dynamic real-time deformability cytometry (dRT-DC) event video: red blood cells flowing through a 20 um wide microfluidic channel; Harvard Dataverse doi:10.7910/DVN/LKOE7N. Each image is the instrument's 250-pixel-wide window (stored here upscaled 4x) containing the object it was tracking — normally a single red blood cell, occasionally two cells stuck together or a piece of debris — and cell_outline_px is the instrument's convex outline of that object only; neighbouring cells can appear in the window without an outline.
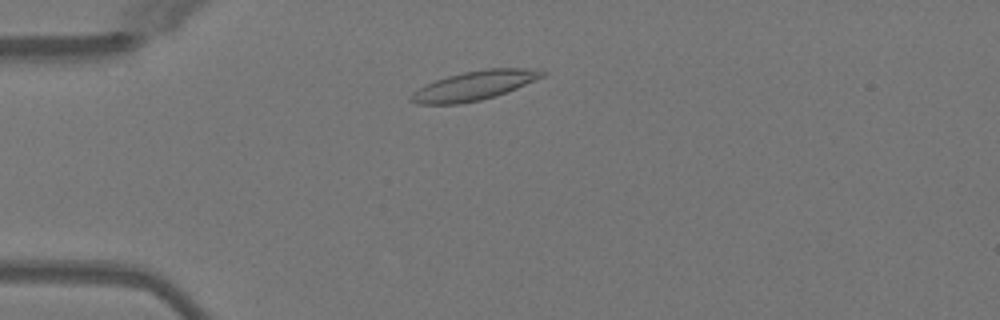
{"species": "Egyptian fruit bat (a non-hibernating species)", "species_latin": "Rousettus aegyptiacus", "temperature_condition": "warm", "stored_images_in_passage": 41, "camera_frame_rate_fps": 3000, "um_per_image_px": 0.085, "animal": {"sex": "female"}, "frame": {"image": 1, "passage_image": 3, "time_ms": 0.667, "image_size_px": [1000, 320], "cell_outline_px": [[548, 72], [544, 76], [516, 88], [496, 96], [480, 100], [460, 104], [416, 104], [408, 100], [408, 96], [412, 92], [424, 84], [448, 76], [464, 72], [488, 68], [528, 68]], "centroid_in_image_um": [40.25, 7.28], "position_along_channel_um": 44.7, "area_um2": 22.37}}
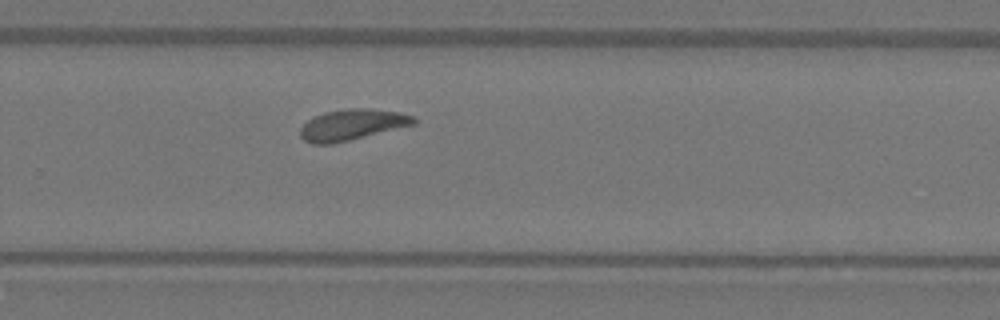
{"frame": {"image": 2, "passage_image": 24, "time_ms": 7.667, "image_size_px": [1000, 320], "cell_outline_px": [[416, 124], [332, 144], [312, 144], [304, 140], [300, 136], [300, 128], [312, 116], [324, 112], [348, 108], [368, 108], [400, 112], [416, 116]], "centroid_in_image_um": [29.93, 10.59], "position_along_channel_um": 299.9, "area_um2": 20.58}}
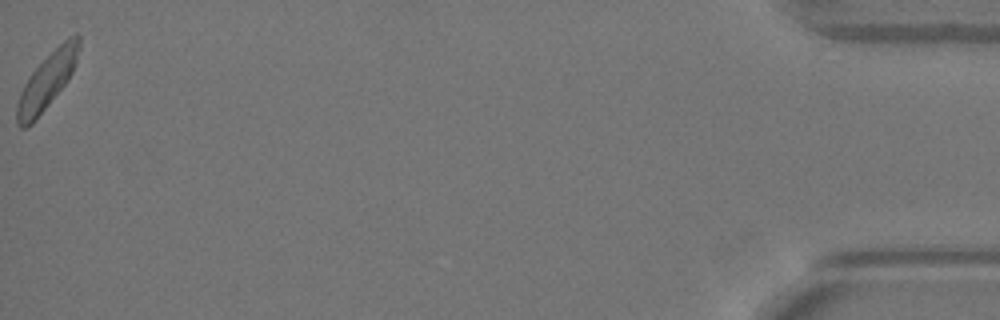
{"frame": {"image": 3, "passage_image": 41, "time_ms": 13.333, "image_size_px": [1000, 320], "cell_outline_px": [[80, 44], [76, 60], [72, 72], [68, 80], [32, 124], [24, 128], [20, 128], [16, 124], [16, 104], [20, 92], [28, 76], [68, 36], [76, 32], [80, 36]], "centroid_in_image_um": [3.97, 6.9], "position_along_channel_um": 431.2, "area_um2": 19.94}, "authors_computed_cell_mechanics": {"area_um2": 20.1722, "velocity_mm_per_s": 3.9837, "shape_relaxation_time_tau1_ms": 4.784, "shape_relaxation_time_tau2_ms": 5.9503, "deformation_change_tau1": 0.1451, "deformation_change_tau2": 0.1366}}